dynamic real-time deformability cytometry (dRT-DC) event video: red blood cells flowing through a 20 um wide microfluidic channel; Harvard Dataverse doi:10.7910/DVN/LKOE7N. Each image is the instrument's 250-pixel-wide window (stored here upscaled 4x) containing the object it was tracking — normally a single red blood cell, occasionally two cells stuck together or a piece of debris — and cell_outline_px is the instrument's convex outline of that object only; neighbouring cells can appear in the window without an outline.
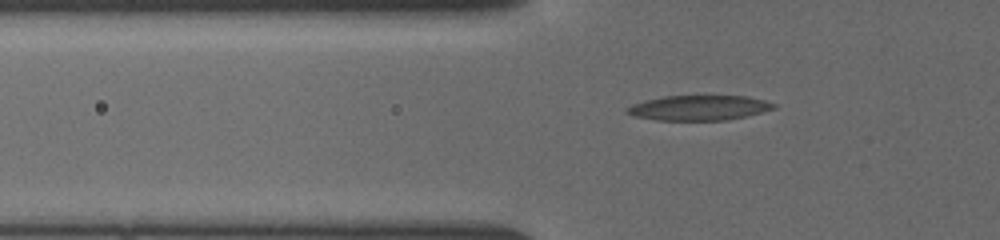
{"species": "common noctule bat (a hibernating species)", "species_latin": "Nyctalus noctula", "temperature_condition": "cold", "stored_images_in_passage": 29, "camera_frame_rate_fps": 3000, "um_per_image_px": 0.085, "animal": {"sex": "female", "body_mass_g": 19.5, "forearm_length_mm": 54.1}, "frame": {"image": 1, "passage_image": 7, "time_ms": 4.333, "image_size_px": [1000, 240], "cell_outline_px": [[776, 108], [744, 116], [724, 120], [656, 120], [636, 116], [624, 112], [624, 108], [632, 104], [644, 100], [664, 96], [744, 96], [764, 100], [776, 104]], "centroid_in_image_um": [59.35, 9.16], "position_along_channel_um": 66.5, "area_um2": 21.21}}
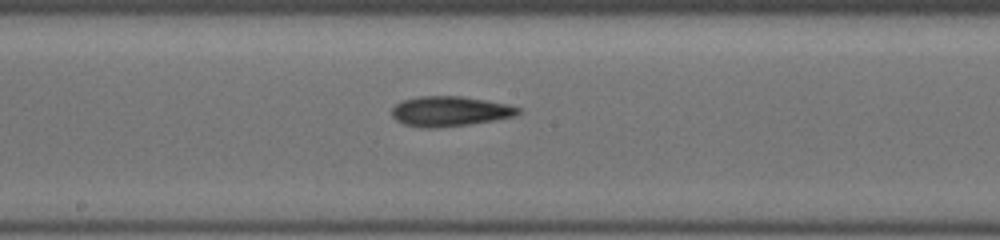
{"frame": {"image": 2, "passage_image": 14, "time_ms": 8.0, "image_size_px": [1000, 240], "cell_outline_px": [[520, 112], [512, 116], [492, 120], [468, 124], [436, 128], [420, 128], [404, 124], [396, 120], [392, 116], [392, 108], [396, 104], [404, 100], [420, 96], [460, 96], [508, 104], [520, 108]], "centroid_in_image_um": [38.19, 9.46], "position_along_channel_um": 210.0, "area_um2": 21.85}}
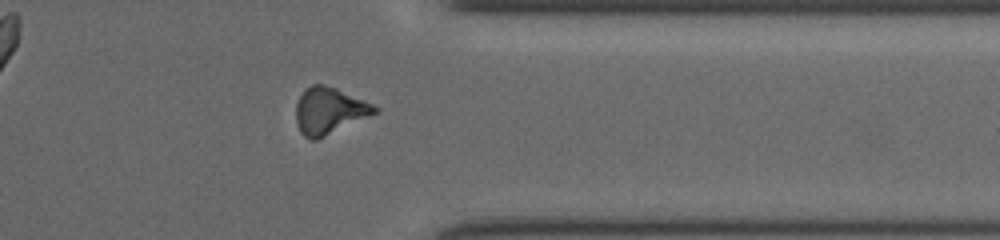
{"frame": {"image": 3, "passage_image": 23, "time_ms": 12.333, "image_size_px": [1000, 240], "cell_outline_px": [[380, 112], [316, 140], [312, 140], [304, 136], [300, 132], [296, 120], [296, 104], [304, 88], [312, 84], [324, 84], [336, 88], [372, 104], [380, 108]], "centroid_in_image_um": [27.99, 9.41], "position_along_channel_um": 383.4, "area_um2": 21.44}}